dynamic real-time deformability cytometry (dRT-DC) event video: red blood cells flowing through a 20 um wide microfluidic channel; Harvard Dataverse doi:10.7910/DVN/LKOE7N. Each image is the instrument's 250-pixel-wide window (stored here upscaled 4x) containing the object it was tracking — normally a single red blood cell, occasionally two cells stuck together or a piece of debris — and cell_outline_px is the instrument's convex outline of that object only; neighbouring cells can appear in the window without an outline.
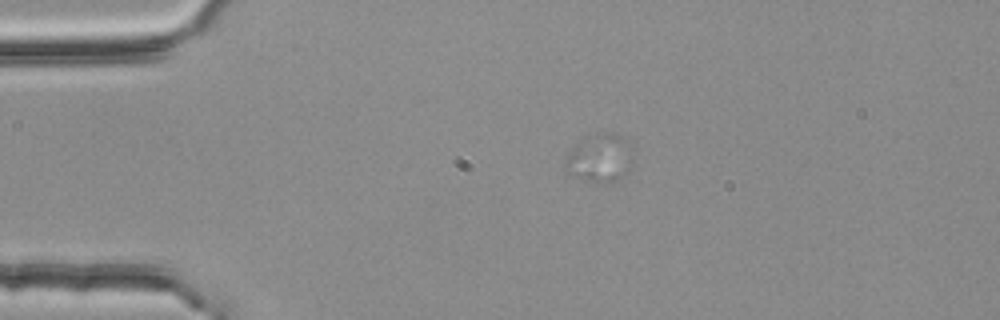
{"species": "common noctule bat (a hibernating species)", "species_latin": "Nyctalus noctula", "temperature_condition": "room temperature", "stored_images_in_passage": 3, "camera_frame_rate_fps": 3000, "um_per_image_px": 0.085, "animal": {"sex": "female", "body_mass_g": 25.1}, "frame": {"image": 1, "passage_image": 2, "time_ms": 0.333, "image_size_px": [1000, 320], "cell_outline_px": [[632, 164], [628, 172], [604, 184], [584, 180], [572, 176], [564, 164], [572, 148], [580, 140], [596, 132], [632, 160]], "centroid_in_image_um": [50.74, 13.63], "position_along_channel_um": 34.3, "area_um2": 16.24}}